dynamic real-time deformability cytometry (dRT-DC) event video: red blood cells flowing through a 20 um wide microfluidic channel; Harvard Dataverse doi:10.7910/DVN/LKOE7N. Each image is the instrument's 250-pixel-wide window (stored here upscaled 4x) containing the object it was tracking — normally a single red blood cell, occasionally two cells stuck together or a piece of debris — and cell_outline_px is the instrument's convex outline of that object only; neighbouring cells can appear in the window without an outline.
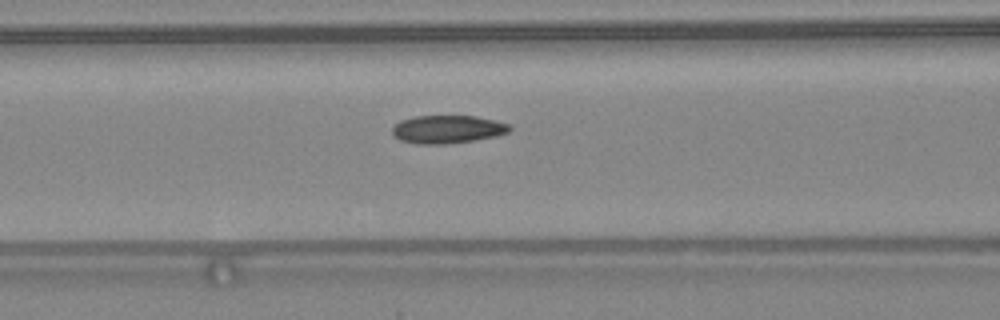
{"species": "common noctule bat (a hibernating species)", "species_latin": "Nyctalus noctula", "temperature_condition": "warm", "stored_images_in_passage": 14, "camera_frame_rate_fps": 3000, "um_per_image_px": 0.085, "animal": {"sex": "female", "body_mass_g": 24.6, "forearm_length_mm": 56.2}, "frame": {"image": 1, "passage_image": 7, "time_ms": 2.0, "image_size_px": [1000, 320], "cell_outline_px": [[512, 128], [508, 132], [496, 136], [476, 140], [448, 144], [416, 144], [400, 140], [392, 136], [392, 128], [400, 120], [416, 116], [476, 116], [496, 120], [508, 124]], "centroid_in_image_um": [38.02, 11.0], "position_along_channel_um": 128.6, "area_um2": 19.36}}
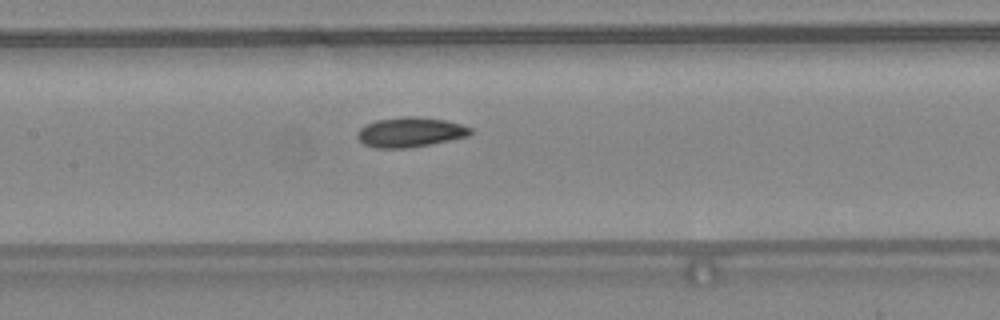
{"frame": {"image": 2, "passage_image": 10, "time_ms": 3.0, "image_size_px": [1000, 320], "cell_outline_px": [[472, 132], [468, 136], [408, 148], [376, 148], [364, 144], [356, 136], [356, 132], [364, 124], [376, 120], [404, 116], [412, 116], [444, 120], [460, 124], [472, 128]], "centroid_in_image_um": [34.81, 11.23], "position_along_channel_um": 172.6, "area_um2": 19.54}}